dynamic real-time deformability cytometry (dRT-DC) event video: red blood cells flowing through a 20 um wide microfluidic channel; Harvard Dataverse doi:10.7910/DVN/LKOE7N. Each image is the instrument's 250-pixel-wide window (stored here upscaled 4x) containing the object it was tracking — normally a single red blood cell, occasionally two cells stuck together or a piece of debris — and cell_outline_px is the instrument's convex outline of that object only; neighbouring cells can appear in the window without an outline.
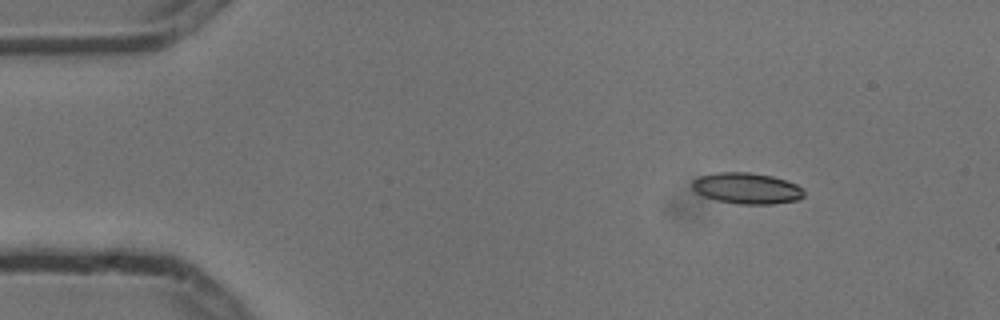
{"species": "common noctule bat (a hibernating species)", "species_latin": "Nyctalus noctula", "temperature_condition": "cold", "stored_images_in_passage": 5, "camera_frame_rate_fps": 3000, "um_per_image_px": 0.085, "animal": {"sex": "male", "body_mass_g": 13.3}, "frame": {"image": 1, "passage_image": 1, "time_ms": 0.0, "image_size_px": [1000, 320], "cell_outline_px": [[804, 196], [800, 200], [772, 204], [736, 204], [716, 200], [704, 196], [696, 192], [692, 188], [692, 180], [700, 176], [716, 172], [748, 172], [772, 176], [796, 184], [804, 188]], "centroid_in_image_um": [63.49, 16.01], "position_along_channel_um": 21.5, "area_um2": 20.4}}
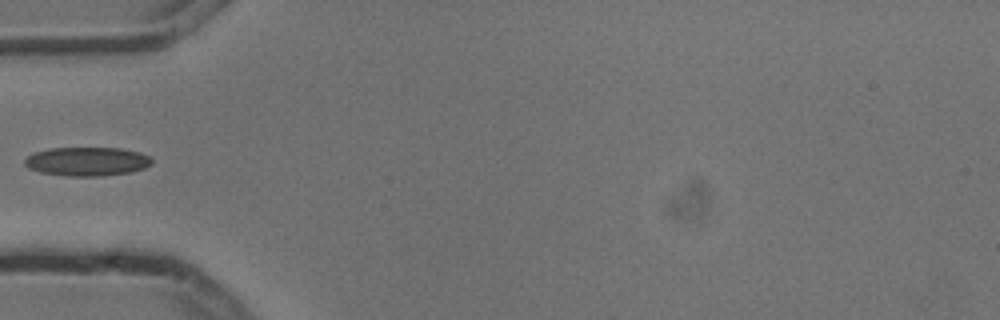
{"frame": {"image": 2, "passage_image": 4, "time_ms": 1.0, "image_size_px": [1000, 320], "cell_outline_px": [[152, 164], [144, 168], [132, 172], [100, 176], [64, 176], [40, 172], [28, 168], [24, 164], [24, 160], [28, 156], [36, 152], [52, 148], [120, 148], [140, 152], [148, 156], [152, 160]], "centroid_in_image_um": [7.41, 13.73], "position_along_channel_um": 77.6, "area_um2": 21.39}}
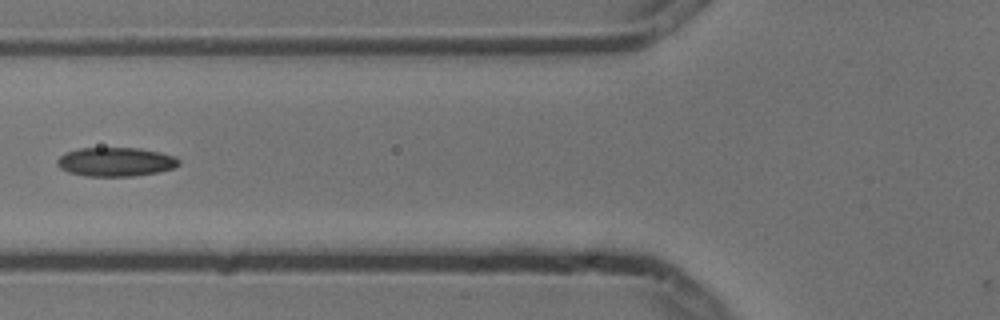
{"frame": {"image": 3, "passage_image": 5, "time_ms": 1.333, "image_size_px": [1000, 320], "cell_outline_px": [[180, 164], [172, 168], [156, 172], [132, 176], [84, 176], [68, 172], [60, 168], [56, 164], [56, 160], [60, 156], [68, 152], [80, 148], [140, 148], [160, 152], [176, 156], [180, 160]], "centroid_in_image_um": [9.83, 13.75], "position_along_channel_um": 116.0, "area_um2": 20.52}}